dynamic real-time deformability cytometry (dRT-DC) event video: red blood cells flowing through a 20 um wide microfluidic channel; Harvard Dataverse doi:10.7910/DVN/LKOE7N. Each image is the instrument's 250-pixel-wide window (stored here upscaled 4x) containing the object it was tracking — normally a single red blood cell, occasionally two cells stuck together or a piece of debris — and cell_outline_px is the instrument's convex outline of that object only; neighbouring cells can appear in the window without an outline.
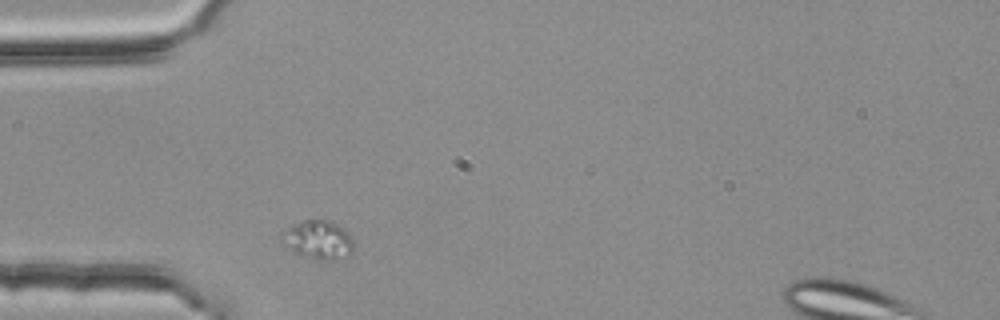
{"species": "common noctule bat (a hibernating species)", "species_latin": "Nyctalus noctula", "temperature_condition": "room temperature", "stored_images_in_passage": 1, "camera_frame_rate_fps": 3000, "um_per_image_px": 0.085, "animal": {"sex": "female", "body_mass_g": 25.1}, "frame": {"image": 1, "passage_image": 1, "time_ms": 0.0, "image_size_px": [1000, 320], "cell_outline_px": [[352, 256], [336, 260], [316, 260], [300, 256], [284, 248], [280, 244], [280, 232], [304, 220], [332, 220], [344, 228], [348, 232], [352, 240]], "centroid_in_image_um": [27.01, 20.42], "position_along_channel_um": 58.0, "area_um2": 16.88}}